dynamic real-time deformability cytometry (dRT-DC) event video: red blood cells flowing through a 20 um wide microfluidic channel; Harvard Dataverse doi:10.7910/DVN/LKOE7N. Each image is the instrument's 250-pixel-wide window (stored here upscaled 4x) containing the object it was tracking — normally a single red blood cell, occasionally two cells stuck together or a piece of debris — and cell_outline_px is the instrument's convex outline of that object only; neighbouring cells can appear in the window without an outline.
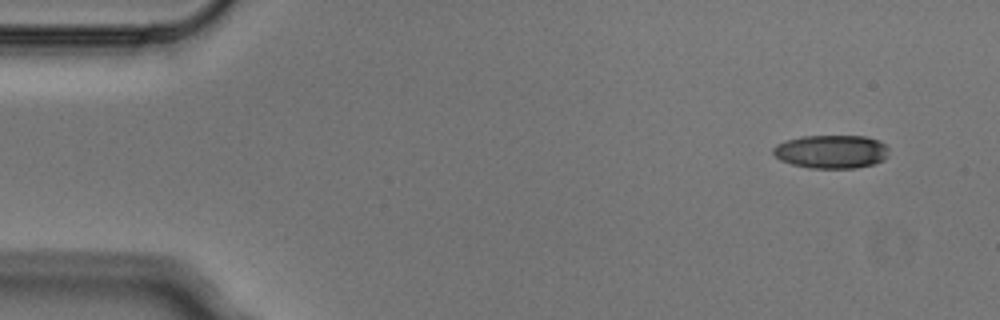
{"species": "Egyptian fruit bat (a non-hibernating species)", "species_latin": "Rousettus aegyptiacus", "temperature_condition": "cold", "stored_images_in_passage": 3, "camera_frame_rate_fps": 3000, "um_per_image_px": 0.085, "animal": {"sex": "male"}, "frame": {"image": 1, "passage_image": 1, "time_ms": 0.0, "image_size_px": [1000, 320], "cell_outline_px": [[888, 156], [884, 160], [872, 164], [856, 168], [808, 168], [792, 164], [780, 160], [772, 152], [772, 148], [776, 144], [800, 136], [864, 136], [880, 140], [888, 148]], "centroid_in_image_um": [70.67, 12.89], "position_along_channel_um": 14.3, "area_um2": 22.66}}